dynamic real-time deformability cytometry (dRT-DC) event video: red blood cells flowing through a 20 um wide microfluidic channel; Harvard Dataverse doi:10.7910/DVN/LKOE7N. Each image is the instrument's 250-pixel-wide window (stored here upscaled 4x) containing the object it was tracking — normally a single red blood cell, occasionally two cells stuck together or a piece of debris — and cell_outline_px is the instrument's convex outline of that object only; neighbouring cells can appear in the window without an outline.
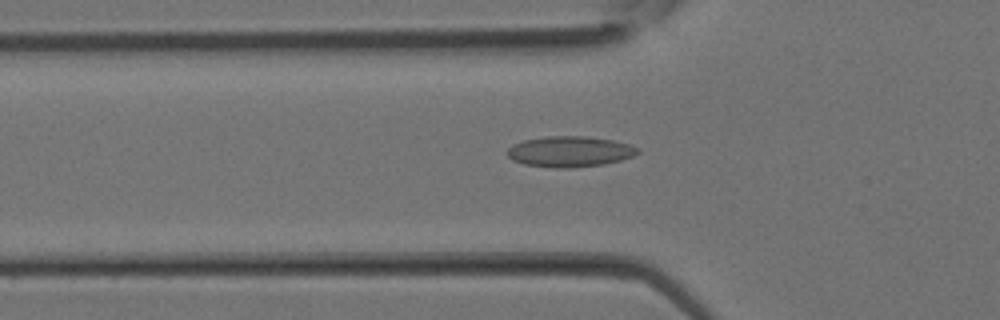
{"species": "Egyptian fruit bat (a non-hibernating species)", "species_latin": "Rousettus aegyptiacus", "temperature_condition": "room temperature", "stored_images_in_passage": 33, "camera_frame_rate_fps": 3000, "um_per_image_px": 0.085, "animal": {"sex": "female"}, "frame": {"image": 1, "passage_image": 11, "time_ms": 3.333, "image_size_px": [1000, 320], "cell_outline_px": [[640, 152], [632, 156], [620, 160], [604, 164], [572, 168], [556, 168], [524, 164], [512, 160], [508, 156], [508, 148], [512, 144], [524, 140], [544, 136], [584, 136], [612, 140], [628, 144], [640, 148]], "centroid_in_image_um": [48.42, 12.88], "position_along_channel_um": 77.4, "area_um2": 23.35}}
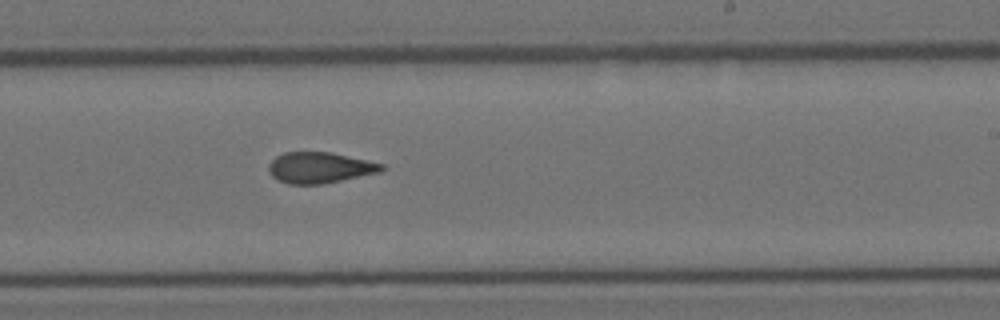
{"frame": {"image": 2, "passage_image": 20, "time_ms": 6.333, "image_size_px": [1000, 320], "cell_outline_px": [[388, 168], [384, 172], [324, 184], [288, 184], [276, 180], [268, 172], [268, 164], [276, 156], [284, 152], [332, 152], [384, 164]], "centroid_in_image_um": [27.22, 14.26], "position_along_channel_um": 261.8, "area_um2": 20.87}}
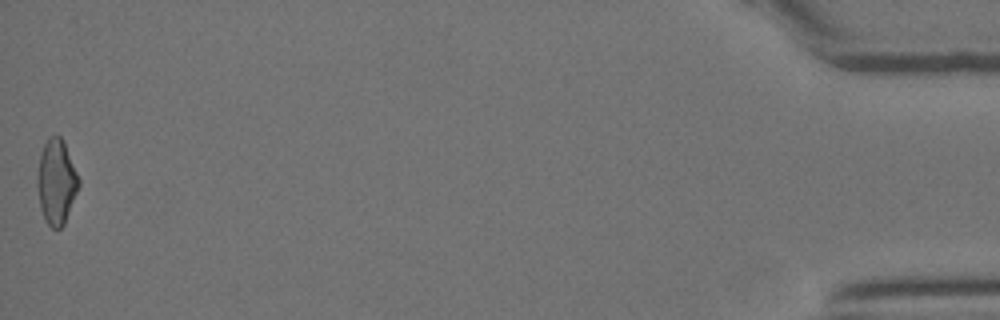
{"frame": {"image": 3, "passage_image": 33, "time_ms": 10.667, "image_size_px": [1000, 320], "cell_outline_px": [[80, 184], [64, 224], [60, 228], [52, 228], [44, 220], [40, 208], [36, 184], [36, 176], [40, 152], [48, 136], [60, 136], [64, 140], [80, 180]], "centroid_in_image_um": [4.77, 15.43], "position_along_channel_um": 430.4, "area_um2": 20.75}}